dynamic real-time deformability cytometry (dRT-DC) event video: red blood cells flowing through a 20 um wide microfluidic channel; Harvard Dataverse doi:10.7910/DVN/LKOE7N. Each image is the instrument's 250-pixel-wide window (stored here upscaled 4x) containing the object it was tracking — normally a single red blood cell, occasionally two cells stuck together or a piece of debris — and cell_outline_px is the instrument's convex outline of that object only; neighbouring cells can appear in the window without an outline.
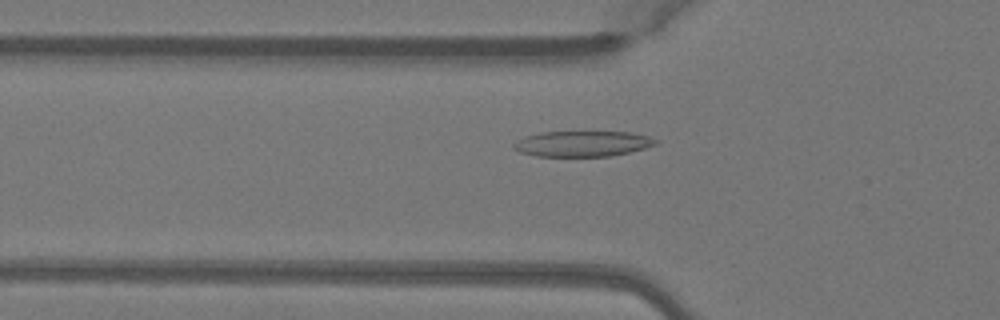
{"species": "Egyptian fruit bat (a non-hibernating species)", "species_latin": "Rousettus aegyptiacus", "temperature_condition": "warm", "stored_images_in_passage": 50, "camera_frame_rate_fps": 3000, "um_per_image_px": 0.085, "animal": {"sex": "female"}, "frame": {"image": 1, "passage_image": 16, "time_ms": 5.0, "image_size_px": [1000, 320], "cell_outline_px": [[660, 140], [656, 144], [644, 148], [612, 156], [536, 156], [520, 152], [512, 148], [512, 144], [516, 140], [524, 136], [540, 132], [632, 132], [648, 136]], "centroid_in_image_um": [49.48, 12.21], "position_along_channel_um": 76.3, "area_um2": 21.27}}
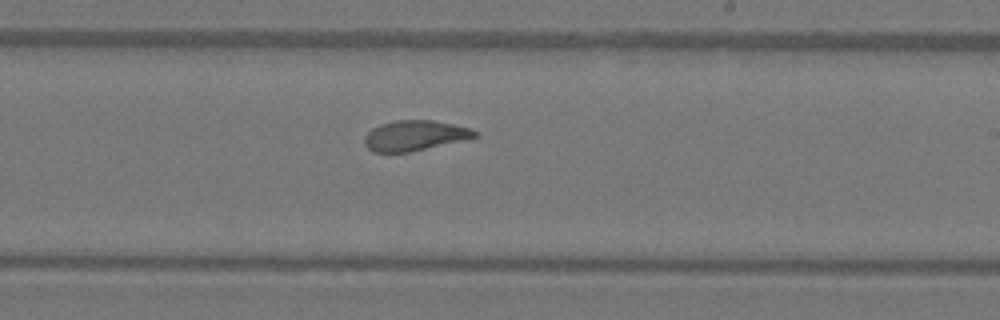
{"frame": {"image": 2, "passage_image": 29, "time_ms": 9.333, "image_size_px": [1000, 320], "cell_outline_px": [[480, 136], [408, 152], [372, 152], [364, 144], [364, 136], [372, 128], [380, 124], [396, 120], [432, 120], [472, 128]], "centroid_in_image_um": [35.22, 11.51], "position_along_channel_um": 253.8, "area_um2": 19.31}}
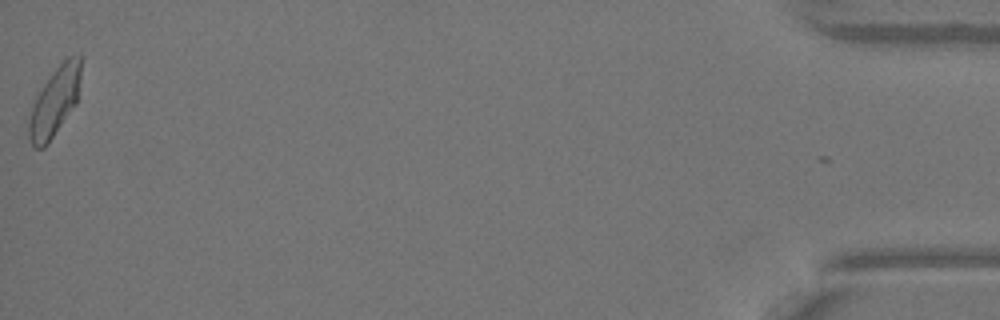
{"frame": {"image": 3, "passage_image": 49, "time_ms": 16.0, "image_size_px": [1000, 320], "cell_outline_px": [[80, 76], [76, 104], [48, 144], [44, 148], [32, 148], [28, 136], [28, 120], [32, 104], [36, 96], [52, 72], [68, 56], [80, 56]], "centroid_in_image_um": [4.61, 8.71], "position_along_channel_um": 430.6, "area_um2": 20.75}, "authors_computed_cell_mechanics": {"area_um2": 20.2878, "velocity_mm_per_s": 4.0855, "shape_relaxation_time_tau1_ms": 4.4354, "shape_relaxation_time_tau2_ms": 0.972, "deformation_change_tau1": 0.183, "deformation_change_tau2": 0.0739}}